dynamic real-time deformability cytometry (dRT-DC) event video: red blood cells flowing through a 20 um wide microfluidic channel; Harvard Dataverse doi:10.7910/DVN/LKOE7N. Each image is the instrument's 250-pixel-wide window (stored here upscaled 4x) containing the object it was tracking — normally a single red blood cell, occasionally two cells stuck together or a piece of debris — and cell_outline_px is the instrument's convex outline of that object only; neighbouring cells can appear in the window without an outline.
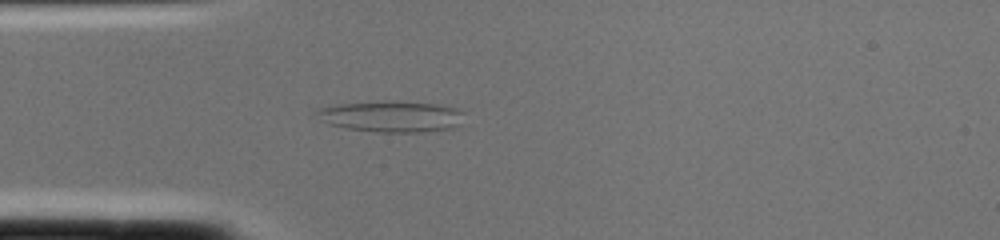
{"species": "common noctule bat (a hibernating species)", "species_latin": "Nyctalus noctula", "temperature_condition": "cold", "stored_images_in_passage": 1, "camera_frame_rate_fps": 3000, "um_per_image_px": 0.085, "animal": {"sex": "female", "body_mass_g": 22.0, "forearm_length_mm": 56.7}, "frame": {"image": 1, "passage_image": 1, "time_ms": 0.0, "image_size_px": [1000, 240], "cell_outline_px": [[464, 112], [460, 124], [452, 128], [424, 132], [380, 132], [344, 128], [328, 124], [312, 112], [320, 108], [340, 104], [436, 104], [456, 108]], "centroid_in_image_um": [33.28, 9.96], "position_along_channel_um": 51.7, "area_um2": 25.49}}